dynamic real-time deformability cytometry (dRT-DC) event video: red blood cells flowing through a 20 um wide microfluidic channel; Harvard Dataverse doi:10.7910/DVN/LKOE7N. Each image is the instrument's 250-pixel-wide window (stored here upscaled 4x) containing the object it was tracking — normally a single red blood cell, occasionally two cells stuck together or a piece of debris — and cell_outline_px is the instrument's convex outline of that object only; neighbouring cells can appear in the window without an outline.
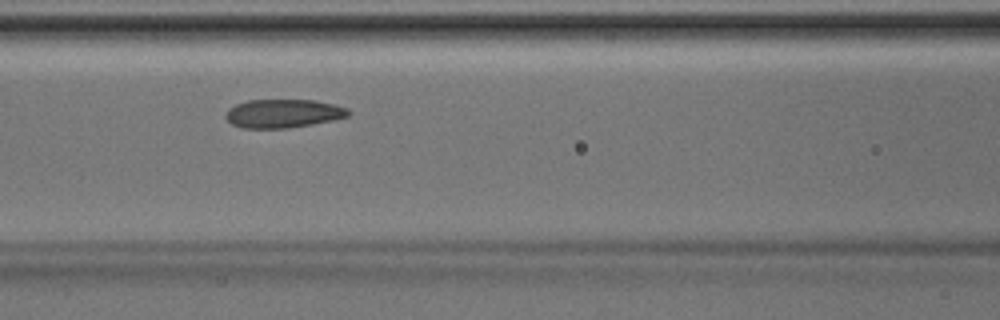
{"species": "Egyptian fruit bat (a non-hibernating species)", "species_latin": "Rousettus aegyptiacus", "temperature_condition": "room temperature", "stored_images_in_passage": 39, "camera_frame_rate_fps": 3000, "um_per_image_px": 0.085, "animal": {"sex": "male"}, "frame": {"image": 1, "passage_image": 13, "time_ms": 4.0, "image_size_px": [1000, 320], "cell_outline_px": [[348, 116], [332, 120], [312, 124], [288, 128], [244, 128], [232, 124], [224, 116], [228, 108], [236, 104], [248, 100], [312, 100], [332, 104], [348, 108]], "centroid_in_image_um": [24.03, 9.64], "position_along_channel_um": 142.6, "area_um2": 20.23}}
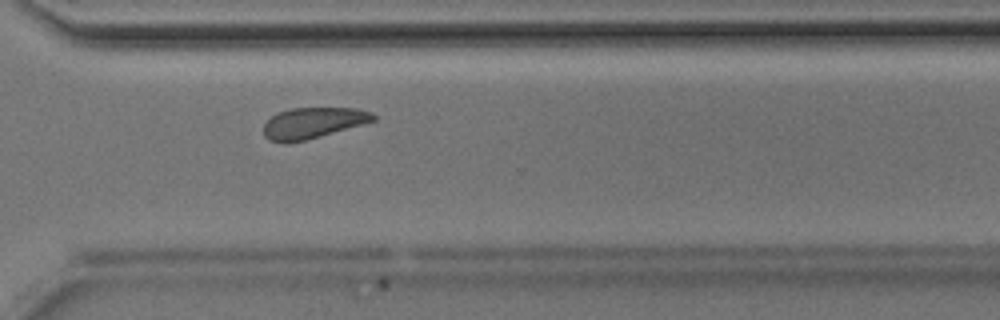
{"frame": {"image": 2, "passage_image": 27, "time_ms": 8.667, "image_size_px": [1000, 320], "cell_outline_px": [[376, 120], [304, 140], [288, 144], [284, 144], [268, 140], [264, 136], [264, 124], [276, 112], [292, 108], [356, 108], [372, 112], [376, 116]], "centroid_in_image_um": [26.55, 10.45], "position_along_channel_um": 344.0, "area_um2": 19.71}}
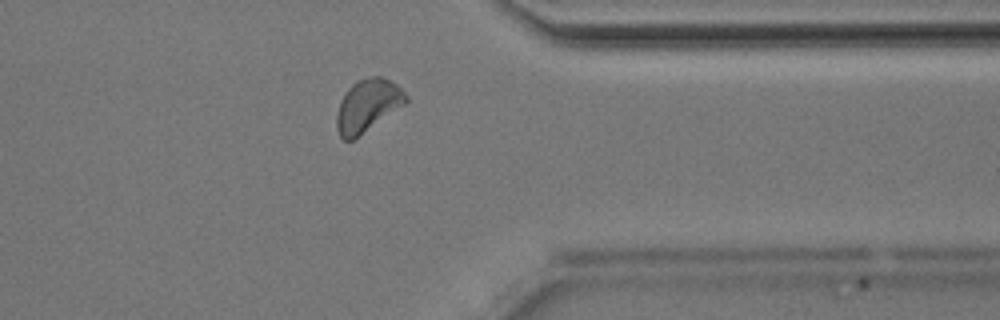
{"frame": {"image": 3, "passage_image": 30, "time_ms": 9.667, "image_size_px": [1000, 320], "cell_outline_px": [[408, 100], [404, 104], [352, 140], [344, 140], [340, 136], [336, 128], [336, 116], [340, 100], [348, 88], [352, 84], [368, 76], [380, 76], [396, 84], [408, 96]], "centroid_in_image_um": [31.22, 8.96], "position_along_channel_um": 380.2, "area_um2": 20.75}}